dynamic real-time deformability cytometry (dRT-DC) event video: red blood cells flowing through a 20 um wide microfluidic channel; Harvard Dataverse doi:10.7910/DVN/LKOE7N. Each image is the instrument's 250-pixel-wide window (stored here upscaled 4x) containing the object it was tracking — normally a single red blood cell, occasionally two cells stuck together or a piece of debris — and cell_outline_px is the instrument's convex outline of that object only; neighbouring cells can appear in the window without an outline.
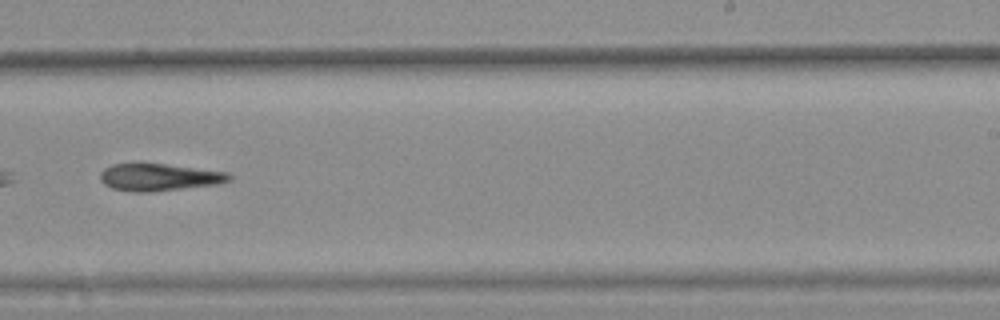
{"species": "common noctule bat (a hibernating species)", "species_latin": "Nyctalus noctula", "temperature_condition": "warm", "stored_images_in_passage": 40, "camera_frame_rate_fps": 3000, "um_per_image_px": 0.085, "animal": {"sex": "female", "body_mass_g": 25.1}, "frame": {"image": 1, "passage_image": 29, "time_ms": 9.333, "image_size_px": [1000, 320], "cell_outline_px": [[232, 180], [220, 184], [148, 192], [132, 192], [112, 188], [104, 184], [100, 180], [100, 172], [104, 168], [112, 164], [132, 160], [140, 160], [228, 172], [232, 176]], "centroid_in_image_um": [13.48, 15.01], "position_along_channel_um": 275.5, "area_um2": 21.5}, "authors_computed_cell_mechanics": {"area_um2": 21.2993, "velocity_mm_per_s": 3.8108, "shape_relaxation_time_tau1_ms": 7.1997, "shape_relaxation_time_tau2_ms": null, "deformation_change_tau1": 0.1107, "deformation_change_tau2": null}}